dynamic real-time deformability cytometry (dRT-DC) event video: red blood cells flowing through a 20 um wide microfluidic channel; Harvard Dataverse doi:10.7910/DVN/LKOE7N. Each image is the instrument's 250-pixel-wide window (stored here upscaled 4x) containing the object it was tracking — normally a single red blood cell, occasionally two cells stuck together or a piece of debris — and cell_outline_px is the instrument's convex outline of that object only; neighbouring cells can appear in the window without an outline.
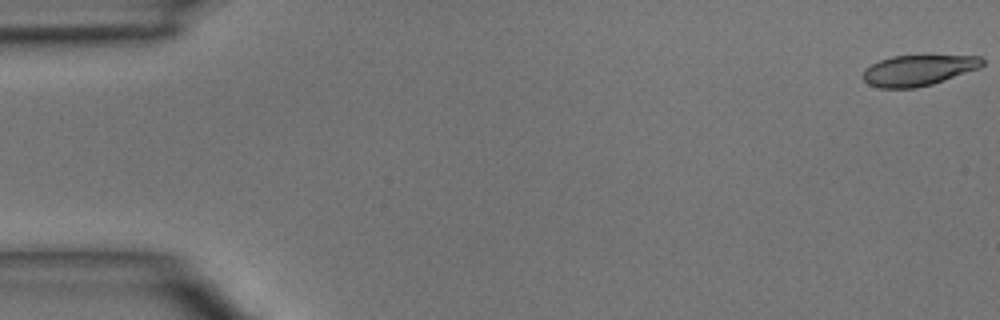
{"species": "common noctule bat (a hibernating species)", "species_latin": "Nyctalus noctula", "temperature_condition": "room temperature", "stored_images_in_passage": 4, "camera_frame_rate_fps": 3000, "um_per_image_px": 0.085, "animal": {"sex": "male", "body_mass_g": 15.6}, "frame": {"image": 1, "passage_image": 1, "time_ms": 0.0, "image_size_px": [1000, 320], "cell_outline_px": [[984, 64], [980, 68], [932, 84], [916, 88], [880, 88], [868, 84], [864, 80], [864, 68], [880, 60], [892, 56], [980, 56], [984, 60]], "centroid_in_image_um": [78.06, 5.98], "position_along_channel_um": 6.9, "area_um2": 21.21}}
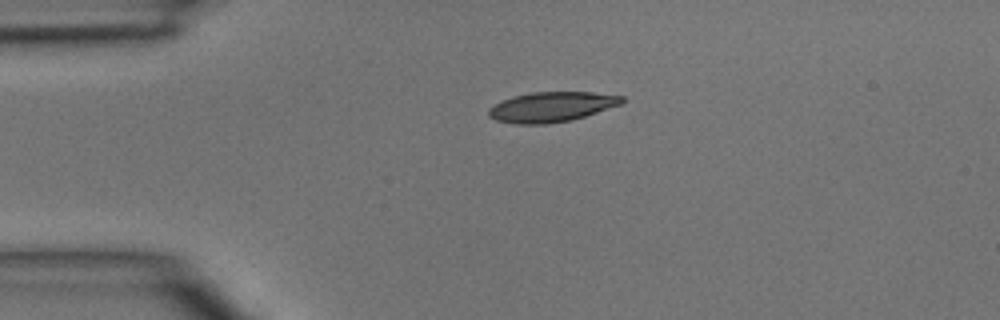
{"frame": {"image": 2, "passage_image": 3, "time_ms": 3.333, "image_size_px": [1000, 320], "cell_outline_px": [[624, 100], [620, 104], [572, 120], [544, 124], [516, 124], [496, 120], [488, 116], [488, 108], [512, 96], [532, 92], [592, 92], [624, 96]], "centroid_in_image_um": [46.86, 9.08], "position_along_channel_um": 38.1, "area_um2": 23.12}}